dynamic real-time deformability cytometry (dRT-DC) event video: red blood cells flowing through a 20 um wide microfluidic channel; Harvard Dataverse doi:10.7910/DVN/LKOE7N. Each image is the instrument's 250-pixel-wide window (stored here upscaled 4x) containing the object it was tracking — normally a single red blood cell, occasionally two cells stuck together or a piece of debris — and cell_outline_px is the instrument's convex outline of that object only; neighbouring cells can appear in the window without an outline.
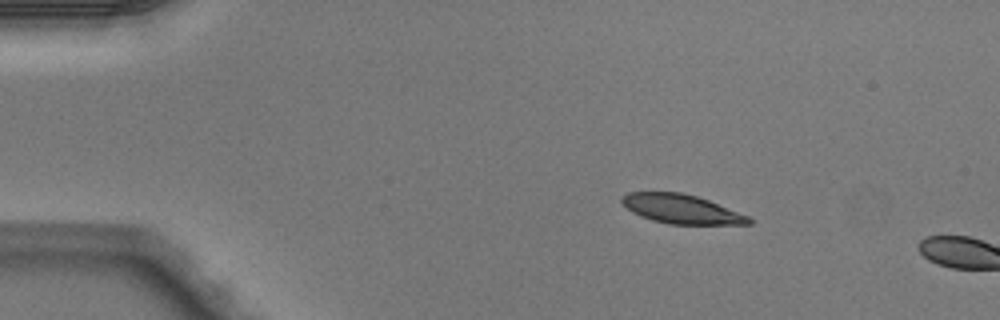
{"species": "Egyptian fruit bat (a non-hibernating species)", "species_latin": "Rousettus aegyptiacus", "temperature_condition": "warm", "stored_images_in_passage": 3, "camera_frame_rate_fps": 3000, "um_per_image_px": 0.085, "animal": {"sex": "male"}, "frame": {"image": 1, "passage_image": 2, "time_ms": 0.333, "image_size_px": [1000, 320], "cell_outline_px": [[752, 224], [668, 224], [652, 220], [640, 216], [632, 212], [620, 200], [620, 196], [628, 192], [680, 192], [696, 196], [708, 200], [748, 216], [752, 220]], "centroid_in_image_um": [57.88, 17.76], "position_along_channel_um": 27.1, "area_um2": 21.39}}